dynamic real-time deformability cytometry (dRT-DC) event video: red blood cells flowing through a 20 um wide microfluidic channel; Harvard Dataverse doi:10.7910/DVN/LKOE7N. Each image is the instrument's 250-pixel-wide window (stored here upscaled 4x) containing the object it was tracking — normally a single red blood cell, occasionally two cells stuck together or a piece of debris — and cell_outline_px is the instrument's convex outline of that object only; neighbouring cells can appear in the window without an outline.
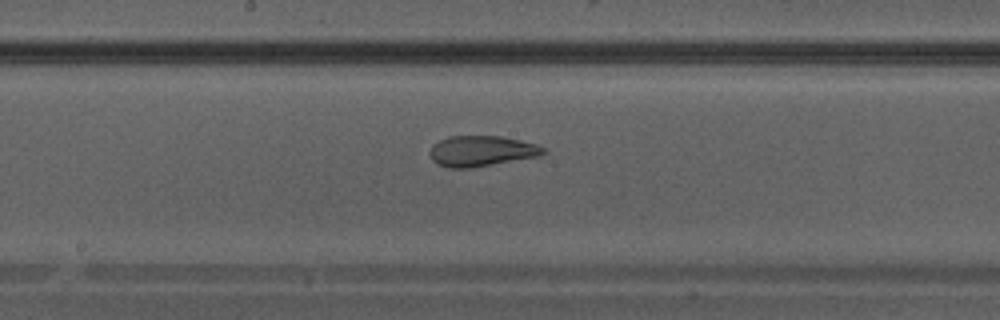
{"species": "Egyptian fruit bat (a non-hibernating species)", "species_latin": "Rousettus aegyptiacus", "temperature_condition": "warm", "stored_images_in_passage": 37, "camera_frame_rate_fps": 3000, "um_per_image_px": 0.085, "animal": {"sex": "male"}, "frame": {"image": 1, "passage_image": 22, "time_ms": 7.0, "image_size_px": [1000, 320], "cell_outline_px": [[548, 152], [540, 156], [472, 168], [448, 168], [436, 164], [432, 160], [432, 144], [448, 136], [500, 136], [520, 140], [536, 144], [544, 148]], "centroid_in_image_um": [40.95, 12.84], "position_along_channel_um": 207.3, "area_um2": 20.29}}